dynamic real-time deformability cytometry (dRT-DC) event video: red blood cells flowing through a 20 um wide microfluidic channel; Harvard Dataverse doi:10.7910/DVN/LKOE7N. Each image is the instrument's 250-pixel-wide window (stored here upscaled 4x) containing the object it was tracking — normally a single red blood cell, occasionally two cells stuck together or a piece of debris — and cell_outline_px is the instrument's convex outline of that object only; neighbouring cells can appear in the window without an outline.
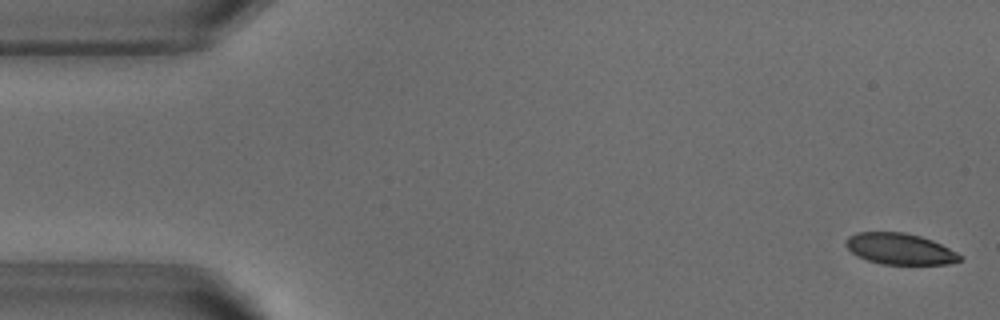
{"species": "common noctule bat (a hibernating species)", "species_latin": "Nyctalus noctula", "temperature_condition": "warm", "stored_images_in_passage": 53, "camera_frame_rate_fps": 3000, "um_per_image_px": 0.085, "animal": {"sex": "male", "body_mass_g": 18.8}, "frame": {"image": 1, "passage_image": 1, "time_ms": 0.0, "image_size_px": [1000, 320], "cell_outline_px": [[964, 260], [948, 264], [880, 264], [856, 256], [844, 244], [844, 240], [848, 236], [856, 232], [904, 232], [920, 236], [932, 240], [964, 256]], "centroid_in_image_um": [76.48, 21.15], "position_along_channel_um": 8.5, "area_um2": 20.87}}
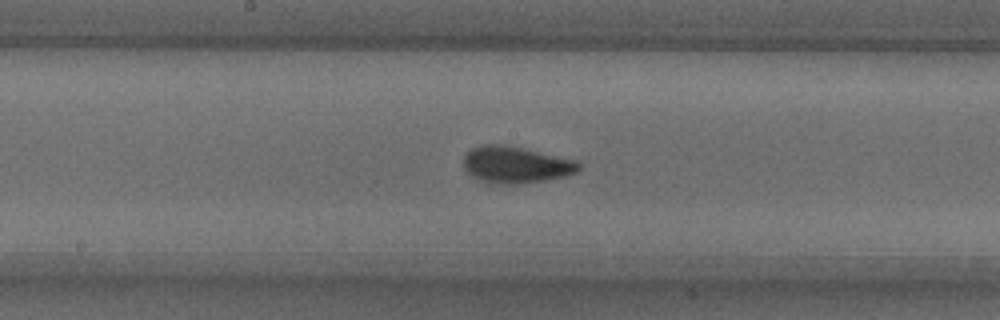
{"frame": {"image": 2, "passage_image": 26, "time_ms": 8.333, "image_size_px": [1000, 320], "cell_outline_px": [[580, 168], [576, 172], [564, 176], [544, 180], [516, 184], [488, 184], [472, 176], [464, 168], [464, 156], [472, 148], [480, 144], [504, 144], [576, 160], [580, 164]], "centroid_in_image_um": [43.8, 14.0], "position_along_channel_um": 204.4, "area_um2": 24.57}}
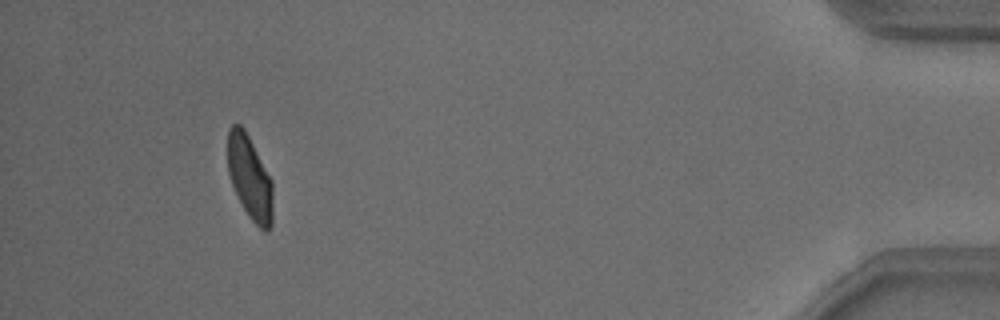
{"frame": {"image": 3, "passage_image": 48, "time_ms": 15.667, "image_size_px": [1000, 320], "cell_outline_px": [[272, 224], [268, 232], [264, 232], [248, 216], [232, 184], [228, 172], [228, 128], [232, 124], [240, 124], [244, 128], [272, 180]], "centroid_in_image_um": [21.24, 15.1], "position_along_channel_um": 414.0, "area_um2": 21.85}, "authors_computed_cell_mechanics": {"area_um2": 23.2934, "velocity_mm_per_s": 3.811, "shape_relaxation_time_tau1_ms": 3.6121, "shape_relaxation_time_tau2_ms": 0.733, "deformation_change_tau1": 0.1256, "deformation_change_tau2": 0.055}}